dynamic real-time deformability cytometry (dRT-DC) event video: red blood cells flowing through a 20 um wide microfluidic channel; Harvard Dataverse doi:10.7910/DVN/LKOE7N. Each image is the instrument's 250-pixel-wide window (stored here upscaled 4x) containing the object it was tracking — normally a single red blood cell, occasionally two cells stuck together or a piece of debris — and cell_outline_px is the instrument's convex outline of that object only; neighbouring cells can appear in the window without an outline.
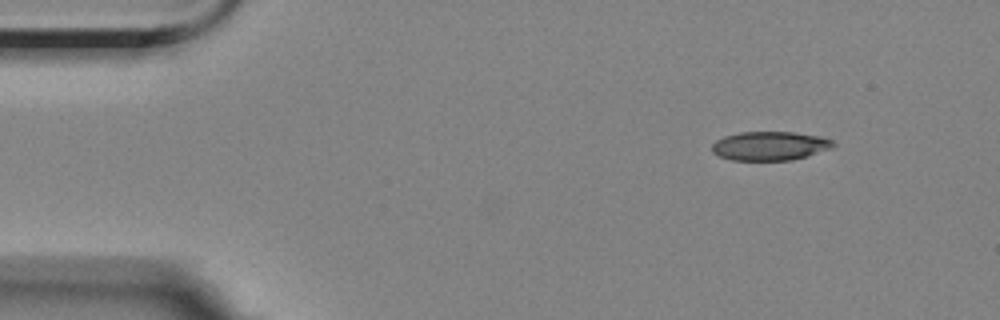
{"species": "Egyptian fruit bat (a non-hibernating species)", "species_latin": "Rousettus aegyptiacus", "temperature_condition": "room temperature", "stored_images_in_passage": 45, "camera_frame_rate_fps": 3000, "um_per_image_px": 0.085, "animal": {"sex": "female"}, "frame": {"image": 1, "passage_image": 1, "time_ms": 0.0, "image_size_px": [1000, 320], "cell_outline_px": [[836, 144], [832, 148], [792, 160], [732, 160], [720, 156], [712, 152], [712, 144], [716, 140], [724, 136], [740, 132], [792, 132], [820, 136], [832, 140]], "centroid_in_image_um": [65.43, 12.4], "position_along_channel_um": 19.6, "area_um2": 20.35}}